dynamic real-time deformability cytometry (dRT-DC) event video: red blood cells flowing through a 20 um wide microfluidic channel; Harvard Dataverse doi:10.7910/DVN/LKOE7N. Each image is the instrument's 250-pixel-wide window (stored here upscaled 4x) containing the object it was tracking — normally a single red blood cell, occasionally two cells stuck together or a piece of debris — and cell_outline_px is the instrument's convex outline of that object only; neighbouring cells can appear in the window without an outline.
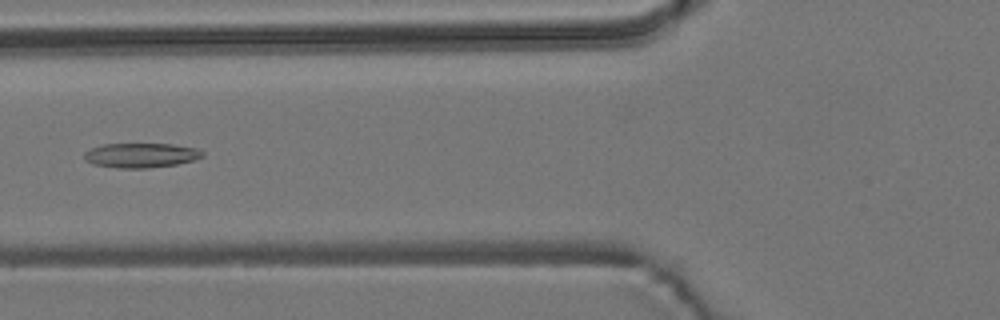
{"species": "common noctule bat (a hibernating species)", "species_latin": "Nyctalus noctula", "temperature_condition": "room temperature", "stored_images_in_passage": 3, "camera_frame_rate_fps": 3000, "um_per_image_px": 0.085, "animal": {"sex": "male", "body_mass_g": 19.2, "forearm_length_mm": 51.8}, "frame": {"image": 1, "passage_image": 3, "time_ms": 2.333, "image_size_px": [1000, 320], "cell_outline_px": [[204, 156], [192, 160], [176, 164], [148, 168], [120, 168], [92, 164], [84, 160], [84, 152], [92, 148], [104, 144], [172, 144], [196, 148], [204, 152]], "centroid_in_image_um": [11.96, 13.2], "position_along_channel_um": 113.8, "area_um2": 16.88}}